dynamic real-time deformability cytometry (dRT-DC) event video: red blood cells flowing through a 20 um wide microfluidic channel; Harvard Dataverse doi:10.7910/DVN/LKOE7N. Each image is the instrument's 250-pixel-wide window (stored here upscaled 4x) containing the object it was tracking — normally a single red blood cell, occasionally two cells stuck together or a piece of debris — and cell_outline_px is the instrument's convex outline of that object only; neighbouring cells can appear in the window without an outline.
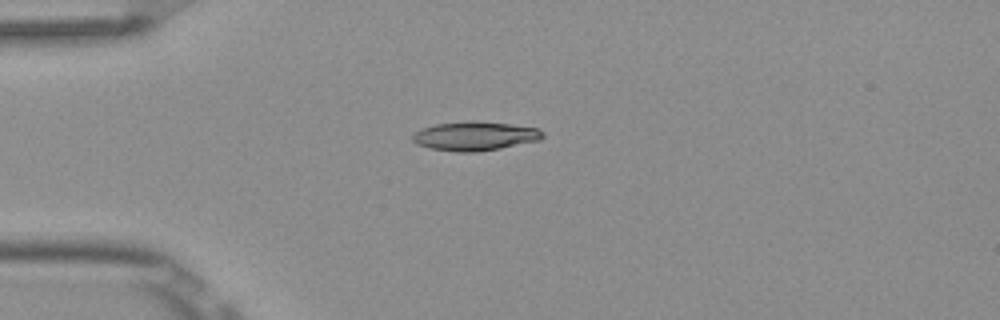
{"species": "Egyptian fruit bat (a non-hibernating species)", "species_latin": "Rousettus aegyptiacus", "temperature_condition": "room temperature", "stored_images_in_passage": 4, "camera_frame_rate_fps": 3000, "um_per_image_px": 0.085, "frame": {"image": 1, "passage_image": 1, "time_ms": 0.0, "image_size_px": [1000, 320], "cell_outline_px": [[544, 136], [540, 140], [500, 148], [476, 152], [456, 152], [432, 148], [416, 144], [412, 140], [412, 136], [420, 128], [436, 124], [468, 120], [472, 120], [508, 124], [540, 128], [544, 132]], "centroid_in_image_um": [40.37, 11.55], "position_along_channel_um": 44.6, "area_um2": 22.08}}
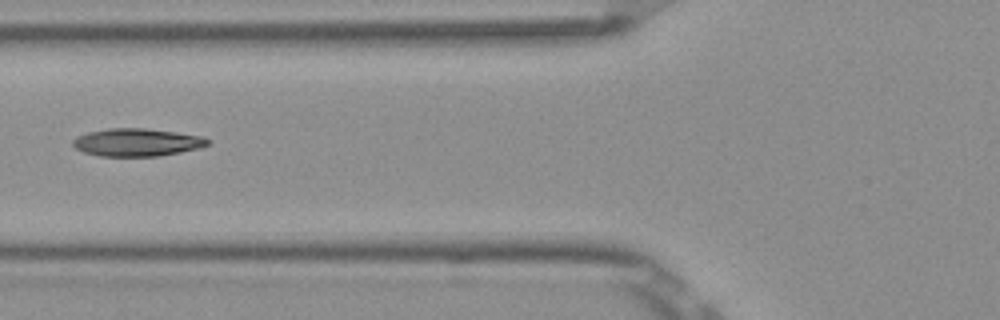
{"frame": {"image": 2, "passage_image": 3, "time_ms": 0.667, "image_size_px": [1000, 320], "cell_outline_px": [[208, 144], [196, 148], [180, 152], [160, 156], [100, 156], [84, 152], [76, 148], [72, 144], [72, 140], [76, 136], [88, 132], [108, 128], [144, 128], [200, 136], [208, 140]], "centroid_in_image_um": [11.56, 12.1], "position_along_channel_um": 114.2, "area_um2": 21.5}}
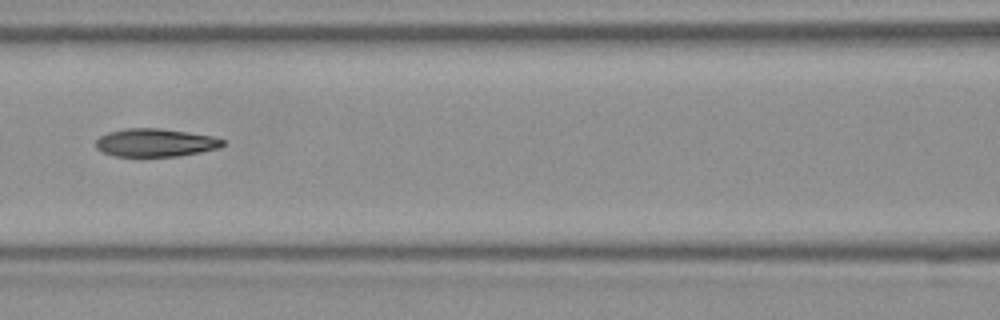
{"frame": {"image": 3, "passage_image": 4, "time_ms": 1.0, "image_size_px": [1000, 320], "cell_outline_px": [[224, 144], [220, 148], [200, 152], [176, 156], [140, 160], [112, 156], [100, 152], [96, 148], [96, 140], [100, 136], [108, 132], [124, 128], [160, 128], [212, 136], [224, 140]], "centroid_in_image_um": [13.12, 12.18], "position_along_channel_um": 153.5, "area_um2": 21.73}}